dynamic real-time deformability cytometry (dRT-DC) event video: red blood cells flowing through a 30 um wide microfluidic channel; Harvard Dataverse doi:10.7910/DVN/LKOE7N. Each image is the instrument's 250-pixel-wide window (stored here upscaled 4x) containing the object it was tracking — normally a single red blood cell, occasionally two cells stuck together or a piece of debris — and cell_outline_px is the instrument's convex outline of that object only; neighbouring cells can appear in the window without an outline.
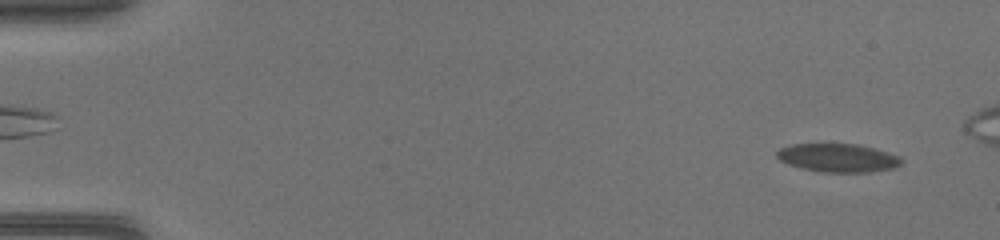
{"species": "common noctule bat (a hibernating species)", "species_latin": "Nyctalus noctula", "temperature_condition": "warm", "stored_images_in_passage": 53, "camera_frame_rate_fps": 3000, "um_per_image_px": 0.085, "animal": {"sex": "female", "body_mass_g": 17.0, "forearm_length_mm": 48.0}, "frame": {"image": 1, "passage_image": 3, "time_ms": 0.667, "image_size_px": [1000, 240], "cell_outline_px": [[904, 160], [900, 164], [892, 168], [872, 172], [824, 172], [804, 168], [788, 164], [780, 160], [776, 156], [776, 152], [780, 148], [792, 144], [856, 144], [872, 148], [900, 156]], "centroid_in_image_um": [71.22, 13.41], "position_along_channel_um": 13.8, "area_um2": 20.4}}
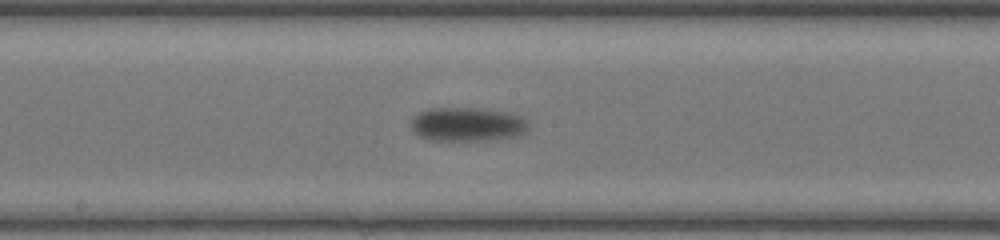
{"frame": {"image": 2, "passage_image": 29, "time_ms": 9.333, "image_size_px": [1000, 240], "cell_outline_px": [[528, 128], [520, 136], [496, 140], [428, 140], [420, 136], [412, 128], [412, 120], [420, 112], [428, 108], [476, 108], [508, 112], [524, 116], [528, 120]], "centroid_in_image_um": [39.81, 10.57], "position_along_channel_um": 208.4, "area_um2": 23.41}}
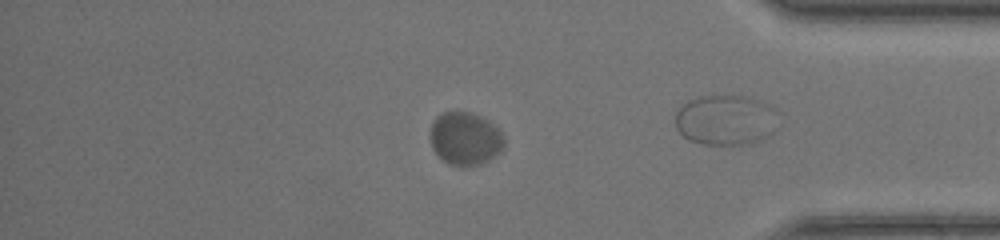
{"frame": {"image": 3, "passage_image": 45, "time_ms": 14.667, "image_size_px": [1000, 240], "cell_outline_px": [[504, 144], [500, 152], [488, 160], [480, 164], [460, 168], [448, 164], [432, 148], [428, 132], [432, 120], [436, 116], [444, 112], [472, 112], [488, 120], [500, 128], [504, 136]], "centroid_in_image_um": [39.52, 11.78], "position_along_channel_um": 395.7, "area_um2": 23.35}}